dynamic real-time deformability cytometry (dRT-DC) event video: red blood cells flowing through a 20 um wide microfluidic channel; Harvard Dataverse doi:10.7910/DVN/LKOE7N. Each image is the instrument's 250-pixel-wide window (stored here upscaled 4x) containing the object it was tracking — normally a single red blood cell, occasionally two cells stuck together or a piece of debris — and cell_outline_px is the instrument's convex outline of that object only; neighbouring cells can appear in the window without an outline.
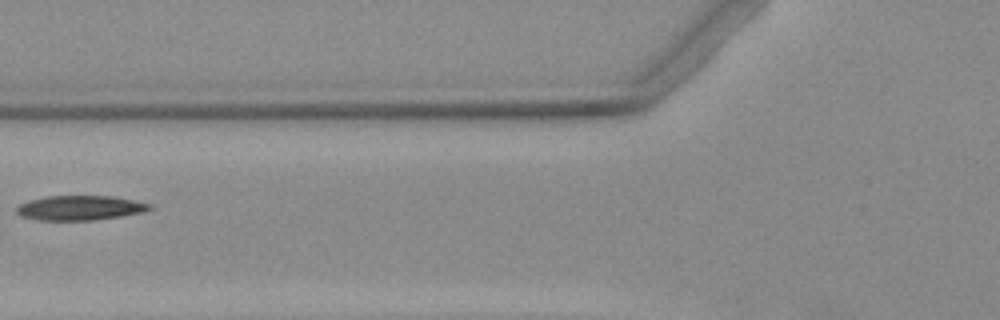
{"species": "Egyptian fruit bat (a non-hibernating species)", "species_latin": "Rousettus aegyptiacus", "temperature_condition": "warm", "stored_images_in_passage": 5, "camera_frame_rate_fps": 3000, "um_per_image_px": 0.085, "animal": {"sex": "female"}, "frame": {"image": 1, "passage_image": 5, "time_ms": 5.0, "image_size_px": [1000, 320], "cell_outline_px": [[152, 208], [144, 212], [120, 216], [92, 220], [36, 220], [20, 216], [16, 212], [16, 208], [20, 204], [28, 200], [48, 196], [112, 196], [152, 204]], "centroid_in_image_um": [6.77, 17.67], "position_along_channel_um": 119.0, "area_um2": 19.07}}